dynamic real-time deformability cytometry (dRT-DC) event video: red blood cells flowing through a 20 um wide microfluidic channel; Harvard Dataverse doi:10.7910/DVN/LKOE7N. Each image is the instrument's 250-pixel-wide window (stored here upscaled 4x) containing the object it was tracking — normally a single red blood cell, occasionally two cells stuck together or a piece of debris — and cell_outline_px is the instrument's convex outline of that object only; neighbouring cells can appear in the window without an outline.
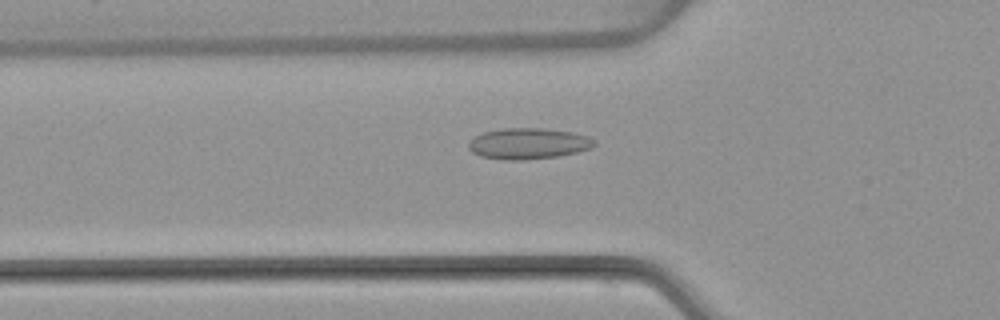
{"species": "common noctule bat (a hibernating species)", "species_latin": "Nyctalus noctula", "temperature_condition": "warm", "stored_images_in_passage": 52, "camera_frame_rate_fps": 3000, "um_per_image_px": 0.085, "animal": {"sex": "female", "body_mass_g": 22.7, "forearm_length_mm": 54.2}, "frame": {"image": 1, "passage_image": 18, "time_ms": 5.667, "image_size_px": [1000, 320], "cell_outline_px": [[596, 144], [592, 148], [576, 152], [556, 156], [524, 160], [508, 160], [480, 156], [472, 152], [468, 148], [468, 140], [484, 132], [504, 128], [544, 128], [572, 132], [588, 136], [596, 140]], "centroid_in_image_um": [44.91, 12.2], "position_along_channel_um": 80.9, "area_um2": 22.77}}
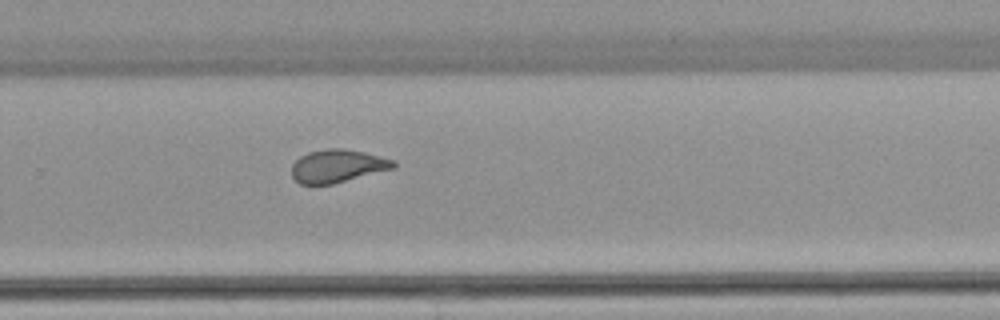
{"frame": {"image": 2, "passage_image": 35, "time_ms": 11.333, "image_size_px": [1000, 320], "cell_outline_px": [[396, 168], [332, 184], [300, 184], [292, 176], [292, 164], [300, 156], [308, 152], [328, 148], [344, 148], [364, 152], [396, 160]], "centroid_in_image_um": [28.72, 14.1], "position_along_channel_um": 301.1, "area_um2": 19.65}}
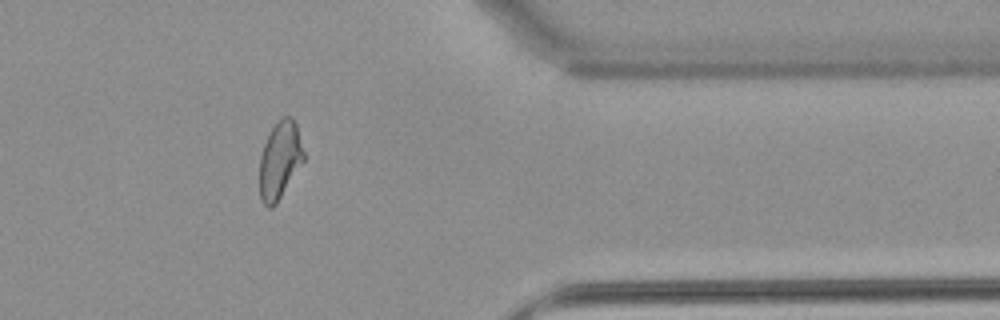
{"frame": {"image": 3, "passage_image": 43, "time_ms": 14.0, "image_size_px": [1000, 320], "cell_outline_px": [[304, 160], [276, 204], [272, 208], [268, 208], [260, 200], [260, 156], [264, 144], [272, 128], [284, 116], [292, 116], [296, 124], [304, 152]], "centroid_in_image_um": [23.78, 13.64], "position_along_channel_um": 387.6, "area_um2": 19.65}, "authors_computed_cell_mechanics": {"area_um2": 20.8369, "velocity_mm_per_s": 3.886, "shape_relaxation_time_tau1_ms": null, "shape_relaxation_time_tau2_ms": 1.1391, "deformation_change_tau1": null, "deformation_change_tau2": 0.0716}}